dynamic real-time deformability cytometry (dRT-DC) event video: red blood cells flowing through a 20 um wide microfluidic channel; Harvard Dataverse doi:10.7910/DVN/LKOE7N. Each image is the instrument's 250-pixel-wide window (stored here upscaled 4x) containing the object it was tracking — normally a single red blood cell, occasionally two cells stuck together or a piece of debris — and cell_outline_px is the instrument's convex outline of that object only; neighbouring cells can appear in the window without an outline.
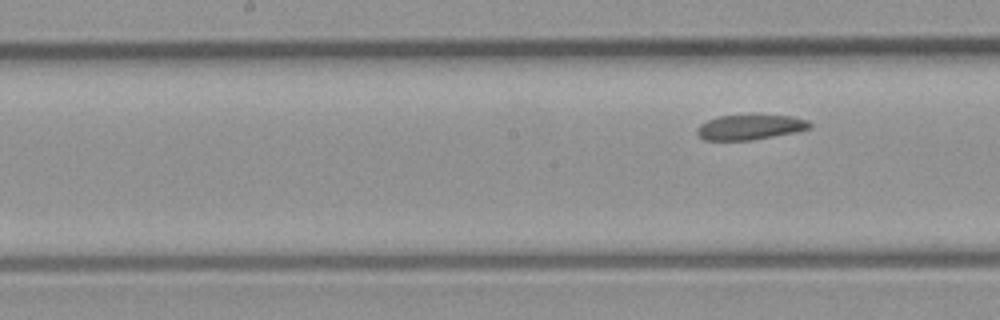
{"species": "common noctule bat (a hibernating species)", "species_latin": "Nyctalus noctula", "temperature_condition": "room temperature", "stored_images_in_passage": 5, "camera_frame_rate_fps": 3000, "um_per_image_px": 0.085, "animal": {"sex": "male", "body_mass_g": 23.1, "forearm_length_mm": 52.7}, "frame": {"image": 1, "passage_image": 5, "time_ms": 1.333, "image_size_px": [1000, 320], "cell_outline_px": [[812, 128], [752, 140], [704, 140], [696, 132], [696, 128], [700, 124], [708, 120], [720, 116], [788, 116], [808, 120], [812, 124]], "centroid_in_image_um": [63.73, 10.82], "position_along_channel_um": 184.5, "area_um2": 16.01}}